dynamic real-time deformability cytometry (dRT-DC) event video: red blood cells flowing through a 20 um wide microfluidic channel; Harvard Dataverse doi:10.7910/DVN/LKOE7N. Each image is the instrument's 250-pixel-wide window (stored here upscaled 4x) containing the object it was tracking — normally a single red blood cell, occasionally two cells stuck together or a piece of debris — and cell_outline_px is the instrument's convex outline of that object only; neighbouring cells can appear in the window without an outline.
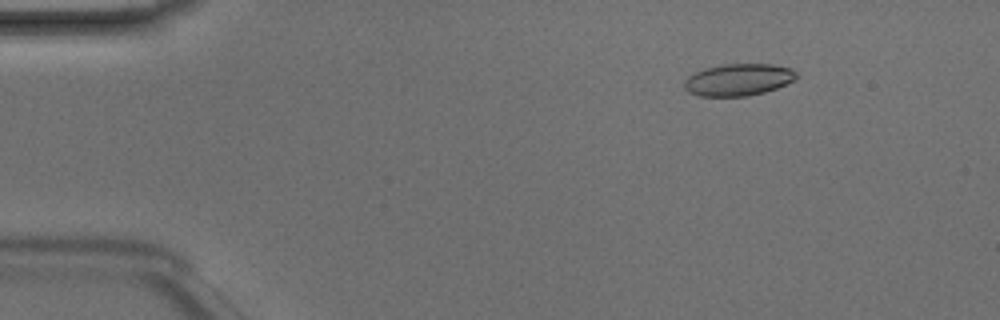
{"species": "Egyptian fruit bat (a non-hibernating species)", "species_latin": "Rousettus aegyptiacus", "temperature_condition": "room temperature", "stored_images_in_passage": 49, "camera_frame_rate_fps": 3000, "um_per_image_px": 0.085, "animal": {"sex": "male"}, "frame": {"image": 1, "passage_image": 7, "time_ms": 2.0, "image_size_px": [1000, 320], "cell_outline_px": [[796, 80], [776, 88], [764, 92], [748, 96], [700, 96], [688, 92], [684, 88], [684, 80], [688, 76], [704, 68], [724, 64], [772, 64], [792, 68], [796, 72]], "centroid_in_image_um": [62.76, 6.77], "position_along_channel_um": 22.2, "area_um2": 20.98}}
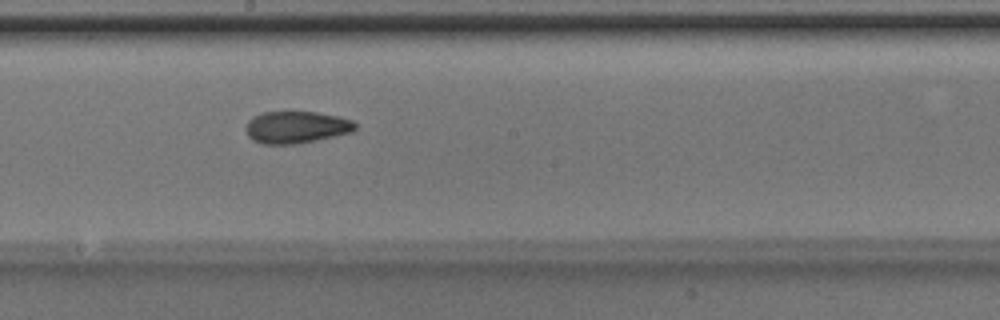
{"frame": {"image": 2, "passage_image": 27, "time_ms": 8.667, "image_size_px": [1000, 320], "cell_outline_px": [[356, 128], [352, 132], [316, 140], [296, 144], [264, 144], [252, 140], [248, 136], [248, 120], [252, 116], [264, 112], [316, 112], [340, 116], [352, 120], [356, 124]], "centroid_in_image_um": [25.21, 10.81], "position_along_channel_um": 223.0, "area_um2": 20.35}}
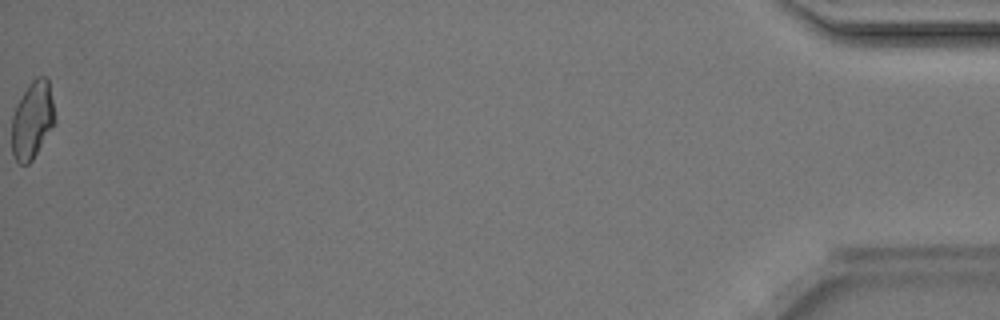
{"frame": {"image": 3, "passage_image": 49, "time_ms": 16.0, "image_size_px": [1000, 320], "cell_outline_px": [[56, 120], [32, 160], [28, 164], [20, 164], [12, 156], [12, 116], [16, 104], [32, 80], [36, 76], [44, 76], [48, 80]], "centroid_in_image_um": [2.73, 10.21], "position_along_channel_um": 432.5, "area_um2": 19.19}, "authors_computed_cell_mechanics": {"area_um2": 20.2878, "velocity_mm_per_s": 4.2185, "shape_relaxation_time_tau1_ms": 2.9894, "shape_relaxation_time_tau2_ms": 1.3394, "deformation_change_tau1": 0.0977, "deformation_change_tau2": 0.0728}}